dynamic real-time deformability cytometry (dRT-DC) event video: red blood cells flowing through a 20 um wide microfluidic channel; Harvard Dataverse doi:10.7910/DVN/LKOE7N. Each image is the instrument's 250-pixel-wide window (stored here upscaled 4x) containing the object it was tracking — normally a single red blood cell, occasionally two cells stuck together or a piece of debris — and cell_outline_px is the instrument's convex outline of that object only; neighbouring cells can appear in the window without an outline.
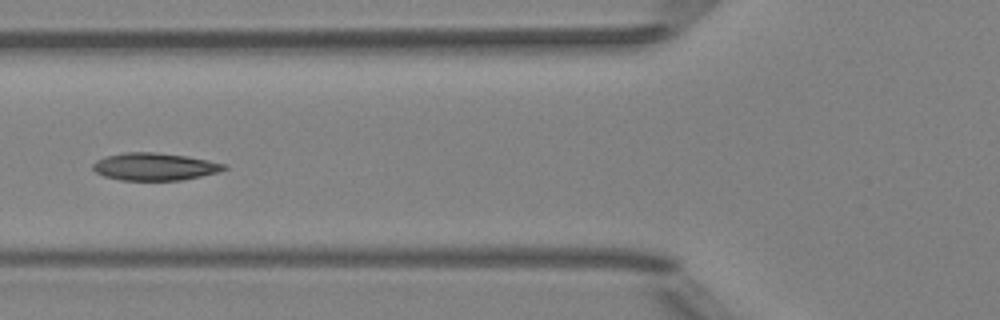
{"species": "Egyptian fruit bat (a non-hibernating species)", "species_latin": "Rousettus aegyptiacus", "temperature_condition": "room temperature", "stored_images_in_passage": 7, "camera_frame_rate_fps": 3000, "um_per_image_px": 0.085, "animal": {"sex": "female"}, "frame": {"image": 1, "passage_image": 4, "time_ms": 3.667, "image_size_px": [1000, 320], "cell_outline_px": [[228, 168], [216, 172], [200, 176], [180, 180], [120, 180], [104, 176], [96, 172], [92, 168], [92, 164], [96, 160], [104, 156], [124, 152], [152, 152], [188, 156], [228, 164]], "centroid_in_image_um": [13.12, 14.15], "position_along_channel_um": 112.7, "area_um2": 21.04}}
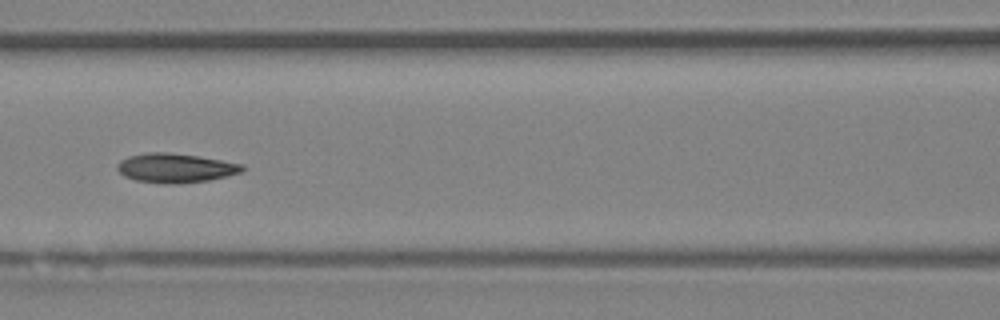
{"frame": {"image": 2, "passage_image": 5, "time_ms": 4.667, "image_size_px": [1000, 320], "cell_outline_px": [[244, 168], [240, 172], [208, 180], [176, 184], [164, 184], [136, 180], [124, 176], [116, 168], [116, 164], [120, 160], [128, 156], [148, 152], [168, 152], [196, 156], [244, 164]], "centroid_in_image_um": [14.85, 14.28], "position_along_channel_um": 151.7, "area_um2": 21.15}}
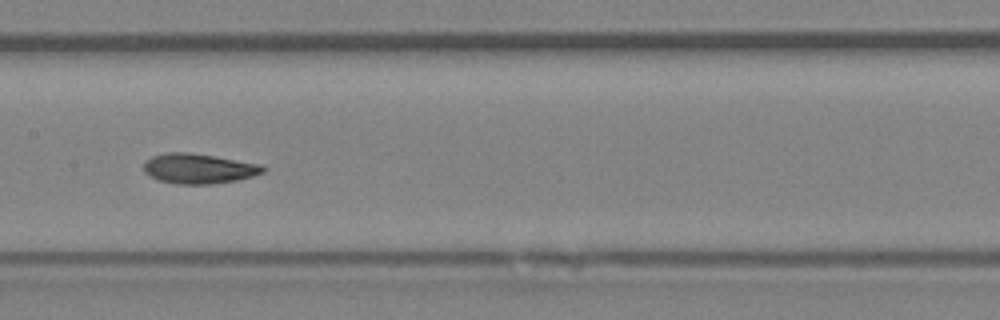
{"frame": {"image": 3, "passage_image": 6, "time_ms": 5.667, "image_size_px": [1000, 320], "cell_outline_px": [[268, 168], [264, 172], [252, 176], [236, 180], [212, 184], [176, 184], [156, 180], [144, 172], [144, 160], [152, 156], [164, 152], [188, 152], [260, 164]], "centroid_in_image_um": [16.84, 14.33], "position_along_channel_um": 190.6, "area_um2": 20.92}}